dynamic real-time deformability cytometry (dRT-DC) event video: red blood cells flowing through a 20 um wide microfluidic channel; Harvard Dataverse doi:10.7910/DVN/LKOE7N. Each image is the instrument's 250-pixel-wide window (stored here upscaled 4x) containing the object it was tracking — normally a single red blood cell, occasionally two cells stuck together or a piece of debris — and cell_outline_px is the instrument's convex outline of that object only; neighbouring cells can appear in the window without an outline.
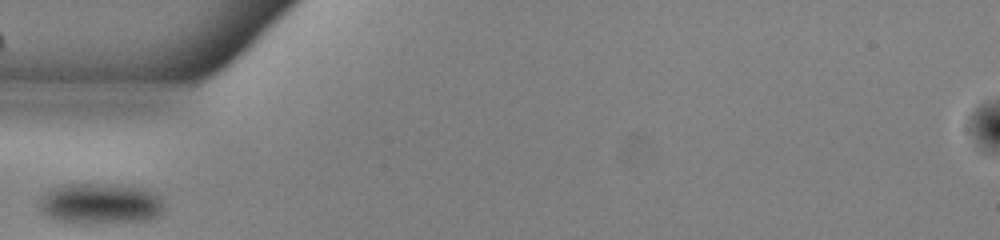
{"species": "common noctule bat (a hibernating species)", "species_latin": "Nyctalus noctula", "temperature_condition": "warm", "stored_images_in_passage": 25, "camera_frame_rate_fps": 3000, "um_per_image_px": 0.085, "animal": {"sex": "male", "body_mass_g": 13.0, "forearm_length_mm": 53.1}, "frame": {"image": 1, "passage_image": 1, "time_ms": 0.0, "image_size_px": [1000, 240], "cell_outline_px": [[164, 212], [156, 220], [88, 224], [84, 224], [56, 220], [48, 216], [40, 208], [40, 200], [52, 188], [64, 184], [112, 184], [160, 192], [164, 204]], "centroid_in_image_um": [8.64, 17.33], "position_along_channel_um": 76.4, "area_um2": 30.11}}
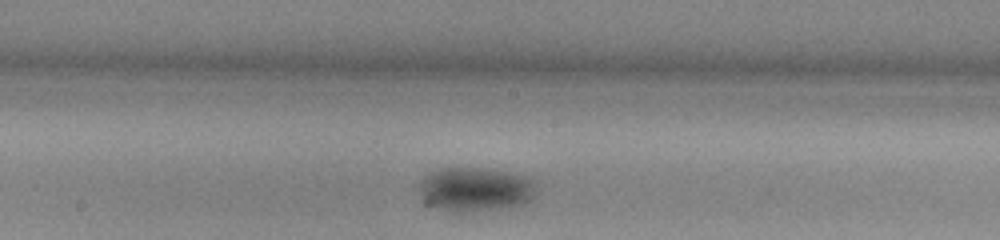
{"frame": {"image": 2, "passage_image": 11, "time_ms": 3.333, "image_size_px": [1000, 240], "cell_outline_px": [[536, 192], [532, 200], [520, 204], [496, 208], [456, 212], [448, 212], [436, 208], [420, 192], [420, 180], [424, 176], [440, 168], [480, 168], [504, 172], [524, 176], [532, 180], [536, 188]], "centroid_in_image_um": [40.4, 16.08], "position_along_channel_um": 207.8, "area_um2": 29.36}}
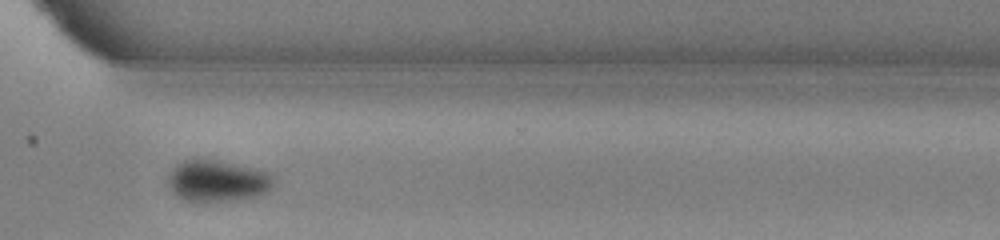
{"frame": {"image": 3, "passage_image": 22, "time_ms": 7.0, "image_size_px": [1000, 240], "cell_outline_px": [[272, 188], [264, 192], [252, 196], [204, 204], [192, 204], [176, 196], [172, 192], [168, 180], [168, 176], [172, 168], [180, 160], [192, 156], [204, 156], [272, 172]], "centroid_in_image_um": [18.37, 15.34], "position_along_channel_um": 352.2, "area_um2": 26.7}}